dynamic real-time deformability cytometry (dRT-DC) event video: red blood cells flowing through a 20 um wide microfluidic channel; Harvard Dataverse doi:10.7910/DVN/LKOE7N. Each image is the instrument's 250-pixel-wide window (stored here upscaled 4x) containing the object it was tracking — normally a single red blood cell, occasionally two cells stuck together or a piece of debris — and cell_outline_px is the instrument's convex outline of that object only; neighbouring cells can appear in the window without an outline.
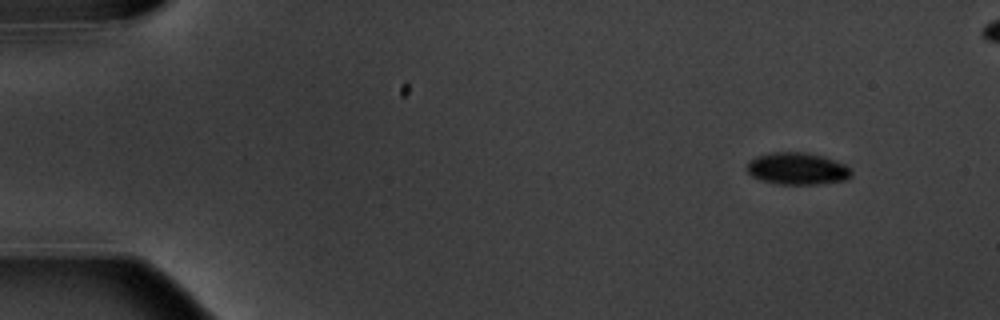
{"species": "common noctule bat (a hibernating species)", "species_latin": "Nyctalus noctula", "temperature_condition": "warm", "stored_images_in_passage": 7, "camera_frame_rate_fps": 3000, "um_per_image_px": 0.085, "animal": {"sex": "male", "body_mass_g": 20.1, "forearm_length_mm": 53.5}, "frame": {"image": 1, "passage_image": 1, "time_ms": 0.0, "image_size_px": [1000, 320], "cell_outline_px": [[852, 176], [848, 180], [820, 184], [780, 184], [760, 180], [752, 176], [744, 168], [756, 156], [768, 152], [808, 152], [824, 156], [844, 164], [852, 172]], "centroid_in_image_um": [67.78, 14.33], "position_along_channel_um": 17.2, "area_um2": 19.71}}